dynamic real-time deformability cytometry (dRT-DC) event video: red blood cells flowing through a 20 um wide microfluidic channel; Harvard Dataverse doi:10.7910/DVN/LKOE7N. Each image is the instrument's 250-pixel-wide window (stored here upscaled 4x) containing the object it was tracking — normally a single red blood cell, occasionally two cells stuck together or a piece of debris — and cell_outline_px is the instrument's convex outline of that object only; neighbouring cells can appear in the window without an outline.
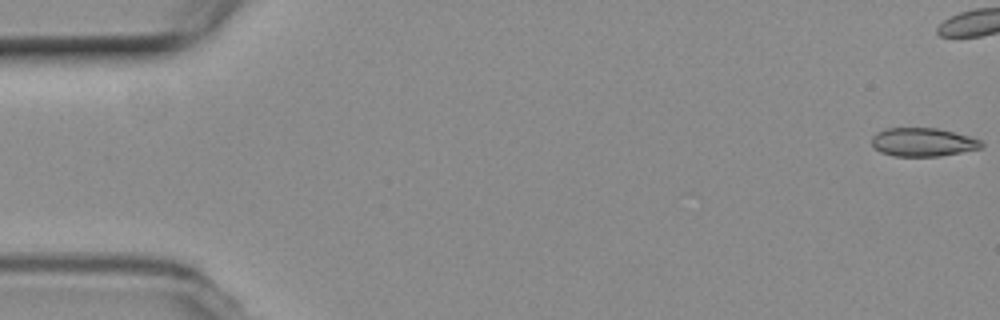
{"species": "common noctule bat (a hibernating species)", "species_latin": "Nyctalus noctula", "temperature_condition": "room temperature", "stored_images_in_passage": 12, "camera_frame_rate_fps": 3000, "um_per_image_px": 0.085, "animal": {"sex": "female", "body_mass_g": 19.3, "forearm_length_mm": 54.1}, "frame": {"image": 1, "passage_image": 1, "time_ms": 0.0, "image_size_px": [1000, 320], "cell_outline_px": [[984, 144], [980, 148], [940, 156], [892, 156], [880, 152], [872, 144], [872, 136], [876, 132], [884, 128], [936, 128], [968, 136], [980, 140]], "centroid_in_image_um": [78.4, 12.08], "position_along_channel_um": 6.6, "area_um2": 18.09}}